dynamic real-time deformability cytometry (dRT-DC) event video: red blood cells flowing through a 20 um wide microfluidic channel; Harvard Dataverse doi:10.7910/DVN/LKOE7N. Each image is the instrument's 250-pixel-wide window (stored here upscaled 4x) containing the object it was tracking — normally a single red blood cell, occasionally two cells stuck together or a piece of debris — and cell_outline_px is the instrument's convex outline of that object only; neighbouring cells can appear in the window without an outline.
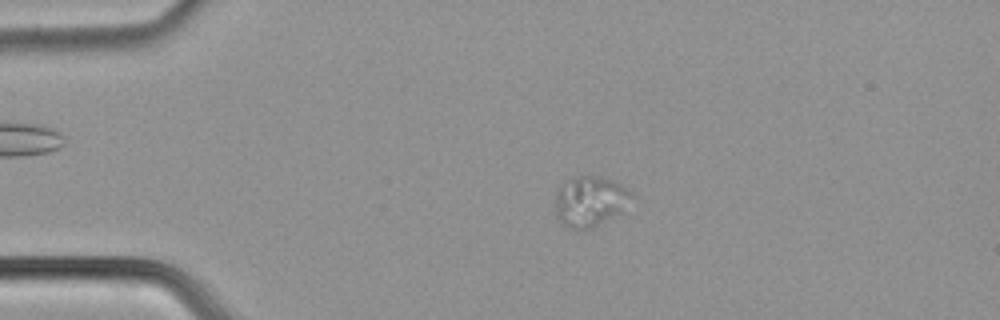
{"species": "common noctule bat (a hibernating species)", "species_latin": "Nyctalus noctula", "temperature_condition": "cold", "stored_images_in_passage": 58, "camera_frame_rate_fps": 3000, "um_per_image_px": 0.085, "animal": {"sex": "male", "body_mass_g": 21.5, "forearm_length_mm": 52.0}, "frame": {"image": 1, "passage_image": 14, "time_ms": 4.333, "image_size_px": [1000, 320], "cell_outline_px": [[632, 196], [620, 212], [592, 228], [568, 228], [556, 220], [556, 192], [560, 188], [572, 180], [580, 176], [592, 176], [612, 180], [628, 188], [632, 192]], "centroid_in_image_um": [50.14, 17.13], "position_along_channel_um": 34.9, "area_um2": 21.68}}
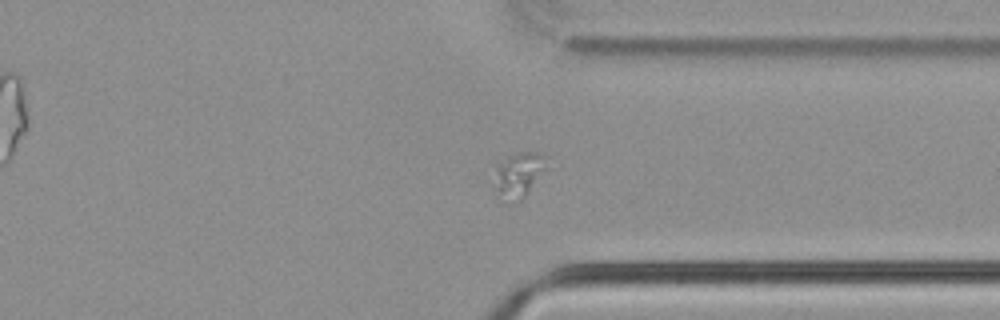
{"frame": {"image": 2, "passage_image": 45, "time_ms": 14.667, "image_size_px": [1000, 320], "cell_outline_px": [[548, 168], [524, 196], [516, 204], [508, 204], [496, 200], [492, 192], [496, 164], [508, 156], [520, 152], [536, 152], [544, 156]], "centroid_in_image_um": [43.98, 14.96], "position_along_channel_um": 367.4, "area_um2": 14.57}}
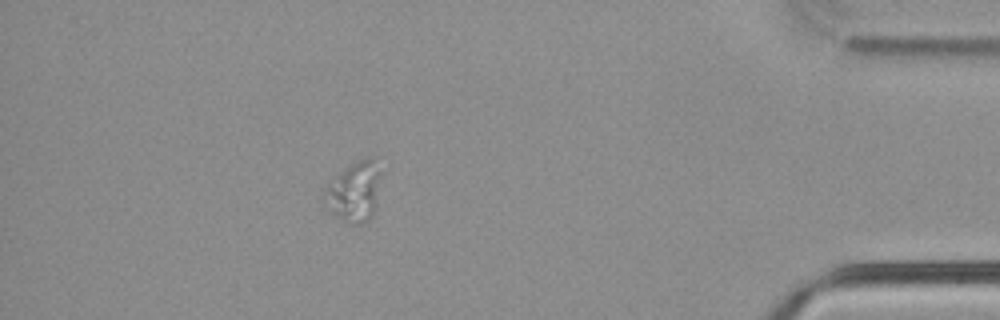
{"frame": {"image": 3, "passage_image": 52, "time_ms": 17.0, "image_size_px": [1000, 320], "cell_outline_px": [[380, 176], [376, 208], [372, 216], [364, 224], [352, 224], [320, 208], [320, 196], [324, 188], [328, 184], [352, 164], [360, 160], [372, 156], [380, 172]], "centroid_in_image_um": [30.04, 16.37], "position_along_channel_um": 405.2, "area_um2": 20.11}}